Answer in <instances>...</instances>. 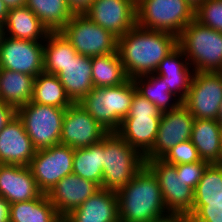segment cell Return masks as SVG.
Instances as JSON below:
<instances>
[{
    "label": "cell",
    "mask_w": 222,
    "mask_h": 222,
    "mask_svg": "<svg viewBox=\"0 0 222 222\" xmlns=\"http://www.w3.org/2000/svg\"><path fill=\"white\" fill-rule=\"evenodd\" d=\"M60 32L80 55L94 57L118 52V38L85 14H74Z\"/></svg>",
    "instance_id": "9c48e42d"
},
{
    "label": "cell",
    "mask_w": 222,
    "mask_h": 222,
    "mask_svg": "<svg viewBox=\"0 0 222 222\" xmlns=\"http://www.w3.org/2000/svg\"><path fill=\"white\" fill-rule=\"evenodd\" d=\"M4 28L5 35L28 41H45L49 33L27 6L9 9Z\"/></svg>",
    "instance_id": "cb8c5ba5"
},
{
    "label": "cell",
    "mask_w": 222,
    "mask_h": 222,
    "mask_svg": "<svg viewBox=\"0 0 222 222\" xmlns=\"http://www.w3.org/2000/svg\"><path fill=\"white\" fill-rule=\"evenodd\" d=\"M77 54L61 32H49L44 41V72L57 75Z\"/></svg>",
    "instance_id": "d6a6232c"
},
{
    "label": "cell",
    "mask_w": 222,
    "mask_h": 222,
    "mask_svg": "<svg viewBox=\"0 0 222 222\" xmlns=\"http://www.w3.org/2000/svg\"><path fill=\"white\" fill-rule=\"evenodd\" d=\"M91 61L94 87L117 86L128 79L118 52L94 56Z\"/></svg>",
    "instance_id": "4dcf8cb0"
},
{
    "label": "cell",
    "mask_w": 222,
    "mask_h": 222,
    "mask_svg": "<svg viewBox=\"0 0 222 222\" xmlns=\"http://www.w3.org/2000/svg\"><path fill=\"white\" fill-rule=\"evenodd\" d=\"M57 76L72 102L79 103L94 88L91 57L77 54Z\"/></svg>",
    "instance_id": "603a6c76"
},
{
    "label": "cell",
    "mask_w": 222,
    "mask_h": 222,
    "mask_svg": "<svg viewBox=\"0 0 222 222\" xmlns=\"http://www.w3.org/2000/svg\"><path fill=\"white\" fill-rule=\"evenodd\" d=\"M161 159L171 165L189 164L201 160L191 140L178 143L168 150Z\"/></svg>",
    "instance_id": "e575fe53"
},
{
    "label": "cell",
    "mask_w": 222,
    "mask_h": 222,
    "mask_svg": "<svg viewBox=\"0 0 222 222\" xmlns=\"http://www.w3.org/2000/svg\"><path fill=\"white\" fill-rule=\"evenodd\" d=\"M136 92L133 79L128 78L117 86L94 87L78 104L105 130L116 132L127 116Z\"/></svg>",
    "instance_id": "3957f363"
},
{
    "label": "cell",
    "mask_w": 222,
    "mask_h": 222,
    "mask_svg": "<svg viewBox=\"0 0 222 222\" xmlns=\"http://www.w3.org/2000/svg\"><path fill=\"white\" fill-rule=\"evenodd\" d=\"M9 9L7 8L6 4L3 0H0V22L4 23Z\"/></svg>",
    "instance_id": "b9f144b4"
},
{
    "label": "cell",
    "mask_w": 222,
    "mask_h": 222,
    "mask_svg": "<svg viewBox=\"0 0 222 222\" xmlns=\"http://www.w3.org/2000/svg\"><path fill=\"white\" fill-rule=\"evenodd\" d=\"M8 9L26 6L27 0H3Z\"/></svg>",
    "instance_id": "60d3db41"
},
{
    "label": "cell",
    "mask_w": 222,
    "mask_h": 222,
    "mask_svg": "<svg viewBox=\"0 0 222 222\" xmlns=\"http://www.w3.org/2000/svg\"><path fill=\"white\" fill-rule=\"evenodd\" d=\"M84 14L117 38L137 25L136 0H95Z\"/></svg>",
    "instance_id": "2e32d148"
},
{
    "label": "cell",
    "mask_w": 222,
    "mask_h": 222,
    "mask_svg": "<svg viewBox=\"0 0 222 222\" xmlns=\"http://www.w3.org/2000/svg\"><path fill=\"white\" fill-rule=\"evenodd\" d=\"M195 222H222V221H213V220H211V221H195Z\"/></svg>",
    "instance_id": "7dc6e473"
},
{
    "label": "cell",
    "mask_w": 222,
    "mask_h": 222,
    "mask_svg": "<svg viewBox=\"0 0 222 222\" xmlns=\"http://www.w3.org/2000/svg\"><path fill=\"white\" fill-rule=\"evenodd\" d=\"M10 222H63L47 194L10 204Z\"/></svg>",
    "instance_id": "4316f807"
},
{
    "label": "cell",
    "mask_w": 222,
    "mask_h": 222,
    "mask_svg": "<svg viewBox=\"0 0 222 222\" xmlns=\"http://www.w3.org/2000/svg\"><path fill=\"white\" fill-rule=\"evenodd\" d=\"M16 114V109L6 103L0 101V131Z\"/></svg>",
    "instance_id": "8d00e7d4"
},
{
    "label": "cell",
    "mask_w": 222,
    "mask_h": 222,
    "mask_svg": "<svg viewBox=\"0 0 222 222\" xmlns=\"http://www.w3.org/2000/svg\"><path fill=\"white\" fill-rule=\"evenodd\" d=\"M195 20L206 27L222 32V0H205L195 10Z\"/></svg>",
    "instance_id": "836d02e7"
},
{
    "label": "cell",
    "mask_w": 222,
    "mask_h": 222,
    "mask_svg": "<svg viewBox=\"0 0 222 222\" xmlns=\"http://www.w3.org/2000/svg\"><path fill=\"white\" fill-rule=\"evenodd\" d=\"M209 165L208 162L200 160L199 162L189 164H179L176 166L177 175L186 182L193 191L202 178L203 172Z\"/></svg>",
    "instance_id": "d590c367"
},
{
    "label": "cell",
    "mask_w": 222,
    "mask_h": 222,
    "mask_svg": "<svg viewBox=\"0 0 222 222\" xmlns=\"http://www.w3.org/2000/svg\"><path fill=\"white\" fill-rule=\"evenodd\" d=\"M63 222H120L117 193L101 188L66 215Z\"/></svg>",
    "instance_id": "44dd1931"
},
{
    "label": "cell",
    "mask_w": 222,
    "mask_h": 222,
    "mask_svg": "<svg viewBox=\"0 0 222 222\" xmlns=\"http://www.w3.org/2000/svg\"><path fill=\"white\" fill-rule=\"evenodd\" d=\"M74 149L63 144L37 150L29 168L39 190L48 194L53 187L73 171Z\"/></svg>",
    "instance_id": "8fae6325"
},
{
    "label": "cell",
    "mask_w": 222,
    "mask_h": 222,
    "mask_svg": "<svg viewBox=\"0 0 222 222\" xmlns=\"http://www.w3.org/2000/svg\"><path fill=\"white\" fill-rule=\"evenodd\" d=\"M41 194L28 166L0 164V196L10 204L36 199Z\"/></svg>",
    "instance_id": "ffe728a7"
},
{
    "label": "cell",
    "mask_w": 222,
    "mask_h": 222,
    "mask_svg": "<svg viewBox=\"0 0 222 222\" xmlns=\"http://www.w3.org/2000/svg\"><path fill=\"white\" fill-rule=\"evenodd\" d=\"M31 102L64 109L73 104L58 76L46 72L35 77Z\"/></svg>",
    "instance_id": "f546056e"
},
{
    "label": "cell",
    "mask_w": 222,
    "mask_h": 222,
    "mask_svg": "<svg viewBox=\"0 0 222 222\" xmlns=\"http://www.w3.org/2000/svg\"><path fill=\"white\" fill-rule=\"evenodd\" d=\"M161 116L153 103L136 92L116 133L145 156L155 144Z\"/></svg>",
    "instance_id": "52a82bcc"
},
{
    "label": "cell",
    "mask_w": 222,
    "mask_h": 222,
    "mask_svg": "<svg viewBox=\"0 0 222 222\" xmlns=\"http://www.w3.org/2000/svg\"><path fill=\"white\" fill-rule=\"evenodd\" d=\"M103 145L102 189L117 192L145 167L144 156L116 132H109Z\"/></svg>",
    "instance_id": "277c9868"
},
{
    "label": "cell",
    "mask_w": 222,
    "mask_h": 222,
    "mask_svg": "<svg viewBox=\"0 0 222 222\" xmlns=\"http://www.w3.org/2000/svg\"><path fill=\"white\" fill-rule=\"evenodd\" d=\"M108 133L83 107L73 103L63 117L60 144L86 148L101 142Z\"/></svg>",
    "instance_id": "9a60e30c"
},
{
    "label": "cell",
    "mask_w": 222,
    "mask_h": 222,
    "mask_svg": "<svg viewBox=\"0 0 222 222\" xmlns=\"http://www.w3.org/2000/svg\"><path fill=\"white\" fill-rule=\"evenodd\" d=\"M196 10L205 0H186Z\"/></svg>",
    "instance_id": "7bdbcfd3"
},
{
    "label": "cell",
    "mask_w": 222,
    "mask_h": 222,
    "mask_svg": "<svg viewBox=\"0 0 222 222\" xmlns=\"http://www.w3.org/2000/svg\"><path fill=\"white\" fill-rule=\"evenodd\" d=\"M133 81L137 92L153 103L161 113L175 109L182 103L177 96L169 92L168 85L155 73L136 77Z\"/></svg>",
    "instance_id": "f1b7e54d"
},
{
    "label": "cell",
    "mask_w": 222,
    "mask_h": 222,
    "mask_svg": "<svg viewBox=\"0 0 222 222\" xmlns=\"http://www.w3.org/2000/svg\"><path fill=\"white\" fill-rule=\"evenodd\" d=\"M189 65L184 51L177 46L159 63L155 71V74L160 76L164 83L168 85L169 92H172L182 102L188 95L195 73L194 69Z\"/></svg>",
    "instance_id": "7402d4cb"
},
{
    "label": "cell",
    "mask_w": 222,
    "mask_h": 222,
    "mask_svg": "<svg viewBox=\"0 0 222 222\" xmlns=\"http://www.w3.org/2000/svg\"><path fill=\"white\" fill-rule=\"evenodd\" d=\"M116 193L120 222H150L168 213L158 180L146 166Z\"/></svg>",
    "instance_id": "7a4b0ae2"
},
{
    "label": "cell",
    "mask_w": 222,
    "mask_h": 222,
    "mask_svg": "<svg viewBox=\"0 0 222 222\" xmlns=\"http://www.w3.org/2000/svg\"><path fill=\"white\" fill-rule=\"evenodd\" d=\"M178 46L195 72H222V32L194 19L182 30Z\"/></svg>",
    "instance_id": "5b68a950"
},
{
    "label": "cell",
    "mask_w": 222,
    "mask_h": 222,
    "mask_svg": "<svg viewBox=\"0 0 222 222\" xmlns=\"http://www.w3.org/2000/svg\"><path fill=\"white\" fill-rule=\"evenodd\" d=\"M4 36H5L4 23L0 22V45L2 44Z\"/></svg>",
    "instance_id": "ee69618b"
},
{
    "label": "cell",
    "mask_w": 222,
    "mask_h": 222,
    "mask_svg": "<svg viewBox=\"0 0 222 222\" xmlns=\"http://www.w3.org/2000/svg\"><path fill=\"white\" fill-rule=\"evenodd\" d=\"M194 116L181 103L177 108L163 112L157 138L144 160L161 159L172 147L191 139Z\"/></svg>",
    "instance_id": "5bb4252c"
},
{
    "label": "cell",
    "mask_w": 222,
    "mask_h": 222,
    "mask_svg": "<svg viewBox=\"0 0 222 222\" xmlns=\"http://www.w3.org/2000/svg\"><path fill=\"white\" fill-rule=\"evenodd\" d=\"M190 140L196 147L201 160L209 164H215L218 161L221 150L222 127L217 120L194 119Z\"/></svg>",
    "instance_id": "d4e9b609"
},
{
    "label": "cell",
    "mask_w": 222,
    "mask_h": 222,
    "mask_svg": "<svg viewBox=\"0 0 222 222\" xmlns=\"http://www.w3.org/2000/svg\"><path fill=\"white\" fill-rule=\"evenodd\" d=\"M35 77L0 68V101L15 109L32 100Z\"/></svg>",
    "instance_id": "484cf974"
},
{
    "label": "cell",
    "mask_w": 222,
    "mask_h": 222,
    "mask_svg": "<svg viewBox=\"0 0 222 222\" xmlns=\"http://www.w3.org/2000/svg\"><path fill=\"white\" fill-rule=\"evenodd\" d=\"M95 0H67L69 8L74 14H84Z\"/></svg>",
    "instance_id": "74e56055"
},
{
    "label": "cell",
    "mask_w": 222,
    "mask_h": 222,
    "mask_svg": "<svg viewBox=\"0 0 222 222\" xmlns=\"http://www.w3.org/2000/svg\"><path fill=\"white\" fill-rule=\"evenodd\" d=\"M17 114L0 131V164L29 166L36 153Z\"/></svg>",
    "instance_id": "ac0fdd59"
},
{
    "label": "cell",
    "mask_w": 222,
    "mask_h": 222,
    "mask_svg": "<svg viewBox=\"0 0 222 222\" xmlns=\"http://www.w3.org/2000/svg\"><path fill=\"white\" fill-rule=\"evenodd\" d=\"M182 103L195 119L217 120L222 103V72H195Z\"/></svg>",
    "instance_id": "7c38bea8"
},
{
    "label": "cell",
    "mask_w": 222,
    "mask_h": 222,
    "mask_svg": "<svg viewBox=\"0 0 222 222\" xmlns=\"http://www.w3.org/2000/svg\"><path fill=\"white\" fill-rule=\"evenodd\" d=\"M218 123L221 125L222 127V103L220 105V109H219V114H218V118H217Z\"/></svg>",
    "instance_id": "f6af8a7d"
},
{
    "label": "cell",
    "mask_w": 222,
    "mask_h": 222,
    "mask_svg": "<svg viewBox=\"0 0 222 222\" xmlns=\"http://www.w3.org/2000/svg\"><path fill=\"white\" fill-rule=\"evenodd\" d=\"M100 189L95 182L71 173L61 179L47 196L58 214L64 218Z\"/></svg>",
    "instance_id": "d6986e66"
},
{
    "label": "cell",
    "mask_w": 222,
    "mask_h": 222,
    "mask_svg": "<svg viewBox=\"0 0 222 222\" xmlns=\"http://www.w3.org/2000/svg\"><path fill=\"white\" fill-rule=\"evenodd\" d=\"M137 26L179 37L195 19V10L186 0H136Z\"/></svg>",
    "instance_id": "8992f818"
},
{
    "label": "cell",
    "mask_w": 222,
    "mask_h": 222,
    "mask_svg": "<svg viewBox=\"0 0 222 222\" xmlns=\"http://www.w3.org/2000/svg\"><path fill=\"white\" fill-rule=\"evenodd\" d=\"M150 222H194V221H192L189 217H187L184 214L168 212L167 214L155 218Z\"/></svg>",
    "instance_id": "f35d334b"
},
{
    "label": "cell",
    "mask_w": 222,
    "mask_h": 222,
    "mask_svg": "<svg viewBox=\"0 0 222 222\" xmlns=\"http://www.w3.org/2000/svg\"><path fill=\"white\" fill-rule=\"evenodd\" d=\"M215 164L222 167V140H221L220 155H219L218 161Z\"/></svg>",
    "instance_id": "bcb514c9"
},
{
    "label": "cell",
    "mask_w": 222,
    "mask_h": 222,
    "mask_svg": "<svg viewBox=\"0 0 222 222\" xmlns=\"http://www.w3.org/2000/svg\"><path fill=\"white\" fill-rule=\"evenodd\" d=\"M178 46L173 34L135 26L118 38L117 51L128 78L153 74L159 63Z\"/></svg>",
    "instance_id": "6da1fadb"
},
{
    "label": "cell",
    "mask_w": 222,
    "mask_h": 222,
    "mask_svg": "<svg viewBox=\"0 0 222 222\" xmlns=\"http://www.w3.org/2000/svg\"><path fill=\"white\" fill-rule=\"evenodd\" d=\"M145 166L158 180L167 211L184 214L194 221V192L177 175L176 166L162 159L146 160Z\"/></svg>",
    "instance_id": "30bf717a"
},
{
    "label": "cell",
    "mask_w": 222,
    "mask_h": 222,
    "mask_svg": "<svg viewBox=\"0 0 222 222\" xmlns=\"http://www.w3.org/2000/svg\"><path fill=\"white\" fill-rule=\"evenodd\" d=\"M0 222H10V203L0 196Z\"/></svg>",
    "instance_id": "ab89813d"
},
{
    "label": "cell",
    "mask_w": 222,
    "mask_h": 222,
    "mask_svg": "<svg viewBox=\"0 0 222 222\" xmlns=\"http://www.w3.org/2000/svg\"><path fill=\"white\" fill-rule=\"evenodd\" d=\"M72 173L95 182L102 188L103 145L99 142L86 148L74 149Z\"/></svg>",
    "instance_id": "1f68e13d"
},
{
    "label": "cell",
    "mask_w": 222,
    "mask_h": 222,
    "mask_svg": "<svg viewBox=\"0 0 222 222\" xmlns=\"http://www.w3.org/2000/svg\"><path fill=\"white\" fill-rule=\"evenodd\" d=\"M66 109L34 102L16 109L24 128L36 150L60 144L62 121Z\"/></svg>",
    "instance_id": "ba28073f"
},
{
    "label": "cell",
    "mask_w": 222,
    "mask_h": 222,
    "mask_svg": "<svg viewBox=\"0 0 222 222\" xmlns=\"http://www.w3.org/2000/svg\"><path fill=\"white\" fill-rule=\"evenodd\" d=\"M26 6L49 32H60L74 15L67 0H27Z\"/></svg>",
    "instance_id": "83f0119b"
},
{
    "label": "cell",
    "mask_w": 222,
    "mask_h": 222,
    "mask_svg": "<svg viewBox=\"0 0 222 222\" xmlns=\"http://www.w3.org/2000/svg\"><path fill=\"white\" fill-rule=\"evenodd\" d=\"M193 192L194 222L222 221V167L209 164Z\"/></svg>",
    "instance_id": "e0dca14e"
},
{
    "label": "cell",
    "mask_w": 222,
    "mask_h": 222,
    "mask_svg": "<svg viewBox=\"0 0 222 222\" xmlns=\"http://www.w3.org/2000/svg\"><path fill=\"white\" fill-rule=\"evenodd\" d=\"M0 68L36 77L44 72V41L4 36L0 45Z\"/></svg>",
    "instance_id": "4fadbf2b"
}]
</instances>
